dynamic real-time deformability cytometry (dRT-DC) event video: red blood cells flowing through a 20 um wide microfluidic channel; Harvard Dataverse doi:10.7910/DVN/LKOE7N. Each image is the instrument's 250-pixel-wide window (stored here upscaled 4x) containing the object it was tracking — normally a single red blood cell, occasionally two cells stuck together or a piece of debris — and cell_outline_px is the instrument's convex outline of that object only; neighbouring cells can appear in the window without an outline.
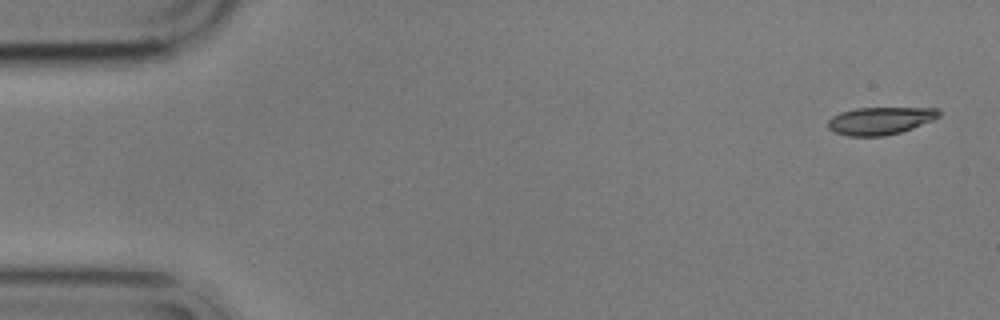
{"species": "common noctule bat (a hibernating species)", "species_latin": "Nyctalus noctula", "temperature_condition": "cold", "stored_images_in_passage": 5, "camera_frame_rate_fps": 3000, "um_per_image_px": 0.085, "animal": {"sex": "male", "body_mass_g": 17.9}, "frame": {"image": 1, "passage_image": 1, "time_ms": 0.0, "image_size_px": [1000, 320], "cell_outline_px": [[940, 116], [932, 120], [912, 128], [900, 132], [884, 136], [848, 136], [836, 132], [828, 128], [828, 120], [832, 116], [840, 112], [856, 108], [940, 108]], "centroid_in_image_um": [74.81, 10.26], "position_along_channel_um": 10.2, "area_um2": 17.74}}
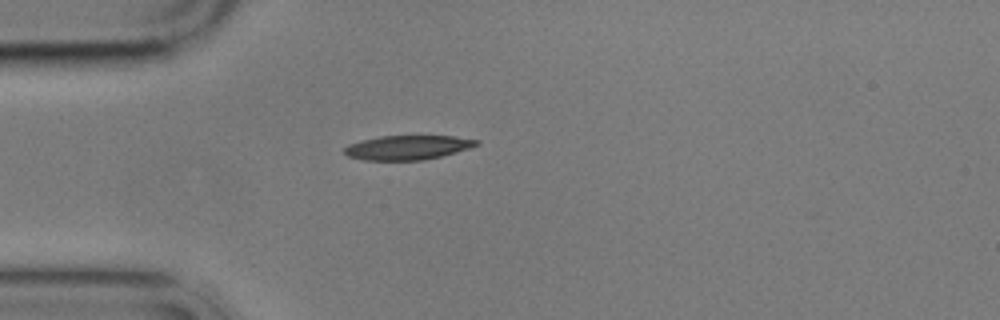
{"frame": {"image": 2, "passage_image": 4, "time_ms": 4.333, "image_size_px": [1000, 320], "cell_outline_px": [[480, 144], [456, 152], [424, 160], [360, 160], [348, 156], [344, 152], [344, 148], [348, 144], [380, 136], [452, 136], [480, 140]], "centroid_in_image_um": [34.64, 12.54], "position_along_channel_um": 50.4, "area_um2": 18.61}}